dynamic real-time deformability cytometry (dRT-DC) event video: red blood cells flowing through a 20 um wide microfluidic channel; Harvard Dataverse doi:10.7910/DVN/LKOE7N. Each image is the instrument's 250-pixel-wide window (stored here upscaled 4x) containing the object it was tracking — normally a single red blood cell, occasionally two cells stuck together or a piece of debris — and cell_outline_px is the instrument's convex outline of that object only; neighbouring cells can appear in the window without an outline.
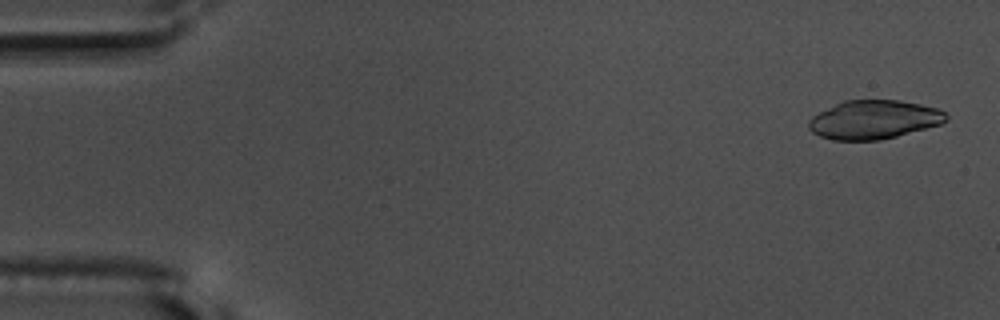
{"species": "common noctule bat (a hibernating species)", "species_latin": "Nyctalus noctula", "temperature_condition": "warm", "stored_images_in_passage": 55, "camera_frame_rate_fps": 3000, "um_per_image_px": 0.085, "animal": {"sex": "male", "body_mass_g": 17.5, "forearm_length_mm": 52.3}, "frame": {"image": 1, "passage_image": 2, "time_ms": 0.333, "image_size_px": [1000, 320], "cell_outline_px": [[948, 120], [940, 124], [896, 136], [880, 140], [832, 140], [820, 136], [812, 132], [808, 128], [808, 120], [812, 116], [844, 100], [900, 100], [920, 104], [936, 108], [944, 112], [948, 116]], "centroid_in_image_um": [74.26, 10.17], "position_along_channel_um": 10.7, "area_um2": 30.87}}
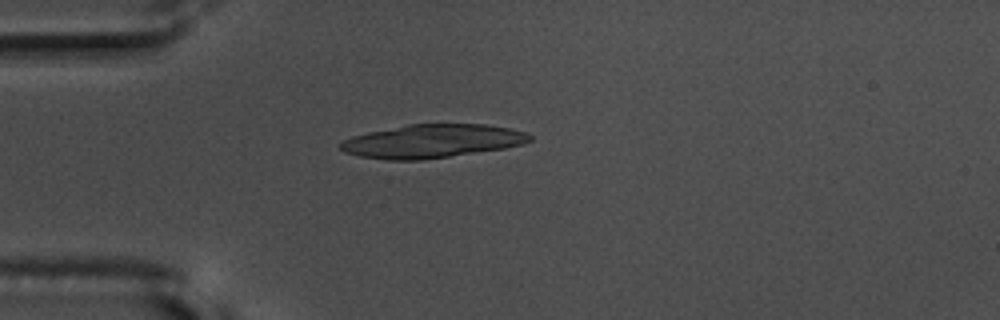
{"frame": {"image": 2, "passage_image": 15, "time_ms": 4.667, "image_size_px": [1000, 320], "cell_outline_px": [[532, 140], [524, 144], [504, 148], [420, 160], [388, 160], [360, 156], [344, 152], [340, 148], [340, 144], [344, 140], [352, 136], [368, 132], [408, 124], [484, 124], [508, 128], [524, 132], [532, 136]], "centroid_in_image_um": [36.72, 11.99], "position_along_channel_um": 48.3, "area_um2": 36.59}}